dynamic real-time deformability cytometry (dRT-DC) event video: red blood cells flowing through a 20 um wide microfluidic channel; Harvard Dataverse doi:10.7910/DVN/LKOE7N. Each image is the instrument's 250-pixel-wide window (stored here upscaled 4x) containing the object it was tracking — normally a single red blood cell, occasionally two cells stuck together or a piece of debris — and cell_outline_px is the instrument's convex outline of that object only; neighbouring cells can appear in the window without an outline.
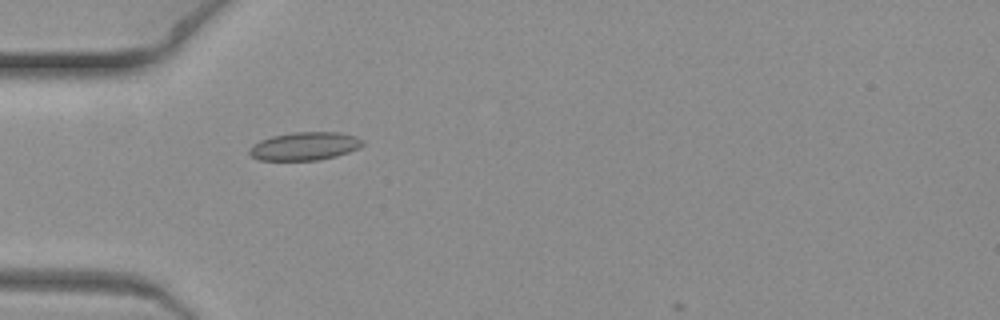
{"species": "common noctule bat (a hibernating species)", "species_latin": "Nyctalus noctula", "temperature_condition": "warm", "stored_images_in_passage": 1, "camera_frame_rate_fps": 3000, "um_per_image_px": 0.085, "animal": {"sex": "female", "body_mass_g": 19.3, "forearm_length_mm": 54.1}, "frame": {"image": 1, "passage_image": 1, "time_ms": 0.0, "image_size_px": [1000, 320], "cell_outline_px": [[364, 144], [360, 148], [336, 156], [316, 160], [260, 160], [252, 156], [248, 152], [248, 148], [252, 144], [260, 140], [272, 136], [296, 132], [340, 132], [356, 136], [364, 140]], "centroid_in_image_um": [25.91, 12.42], "position_along_channel_um": 59.1, "area_um2": 18.67}}